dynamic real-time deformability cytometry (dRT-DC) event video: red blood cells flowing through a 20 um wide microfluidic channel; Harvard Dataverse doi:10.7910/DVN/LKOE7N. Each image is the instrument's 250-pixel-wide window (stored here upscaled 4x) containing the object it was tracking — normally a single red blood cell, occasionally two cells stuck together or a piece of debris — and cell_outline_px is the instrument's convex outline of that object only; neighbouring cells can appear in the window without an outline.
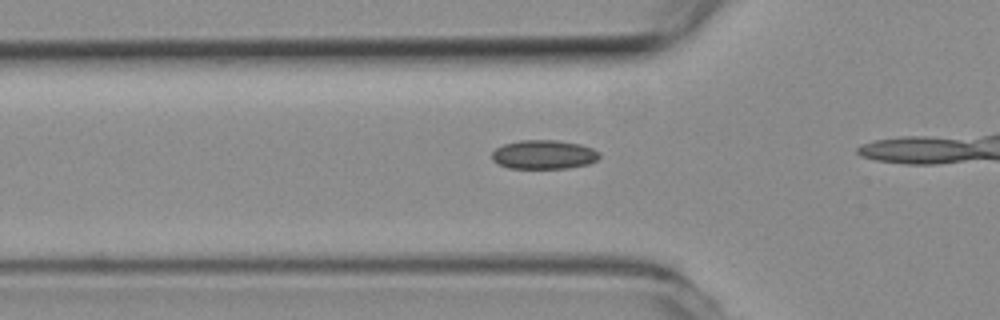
{"species": "common noctule bat (a hibernating species)", "species_latin": "Nyctalus noctula", "temperature_condition": "room temperature", "stored_images_in_passage": 6, "camera_frame_rate_fps": 3000, "um_per_image_px": 0.085, "animal": {"sex": "female", "body_mass_g": 19.3, "forearm_length_mm": 54.1}, "frame": {"image": 1, "passage_image": 4, "time_ms": 1.0, "image_size_px": [1000, 320], "cell_outline_px": [[600, 156], [596, 160], [588, 164], [568, 168], [508, 168], [492, 160], [492, 152], [496, 148], [504, 144], [520, 140], [556, 140], [580, 144], [592, 148], [600, 152]], "centroid_in_image_um": [46.23, 13.13], "position_along_channel_um": 79.6, "area_um2": 18.15}}